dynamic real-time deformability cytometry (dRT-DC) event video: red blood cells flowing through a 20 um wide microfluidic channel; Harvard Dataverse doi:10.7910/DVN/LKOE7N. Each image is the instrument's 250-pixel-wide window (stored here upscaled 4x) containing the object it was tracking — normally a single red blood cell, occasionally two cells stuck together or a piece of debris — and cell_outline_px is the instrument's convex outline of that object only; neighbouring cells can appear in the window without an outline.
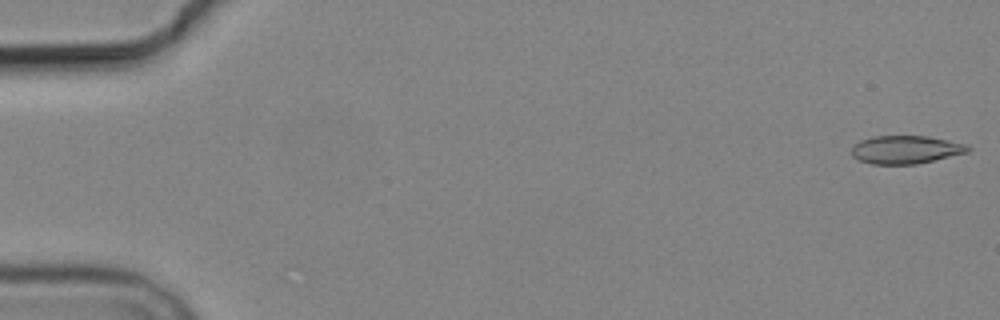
{"species": "common noctule bat (a hibernating species)", "species_latin": "Nyctalus noctula", "temperature_condition": "cold", "stored_images_in_passage": 5, "camera_frame_rate_fps": 3000, "um_per_image_px": 0.085, "animal": {"sex": "male", "body_mass_g": 19.2, "forearm_length_mm": 51.8}, "frame": {"image": 1, "passage_image": 1, "time_ms": 0.0, "image_size_px": [1000, 320], "cell_outline_px": [[972, 148], [968, 152], [916, 164], [872, 164], [860, 160], [852, 156], [852, 148], [860, 140], [872, 136], [928, 136], [968, 144]], "centroid_in_image_um": [77.01, 12.71], "position_along_channel_um": 8.0, "area_um2": 19.02}}
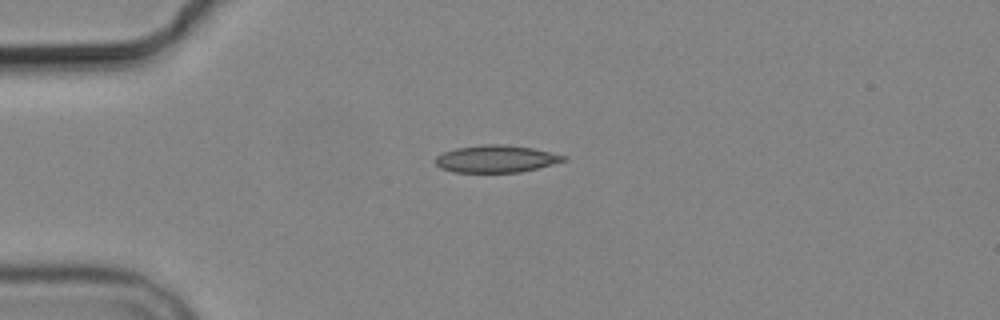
{"frame": {"image": 2, "passage_image": 4, "time_ms": 4.333, "image_size_px": [1000, 320], "cell_outline_px": [[568, 160], [520, 172], [452, 172], [440, 168], [436, 164], [436, 156], [444, 152], [456, 148], [488, 144], [500, 144], [532, 148], [568, 156]], "centroid_in_image_um": [42.17, 13.5], "position_along_channel_um": 42.8, "area_um2": 20.17}}